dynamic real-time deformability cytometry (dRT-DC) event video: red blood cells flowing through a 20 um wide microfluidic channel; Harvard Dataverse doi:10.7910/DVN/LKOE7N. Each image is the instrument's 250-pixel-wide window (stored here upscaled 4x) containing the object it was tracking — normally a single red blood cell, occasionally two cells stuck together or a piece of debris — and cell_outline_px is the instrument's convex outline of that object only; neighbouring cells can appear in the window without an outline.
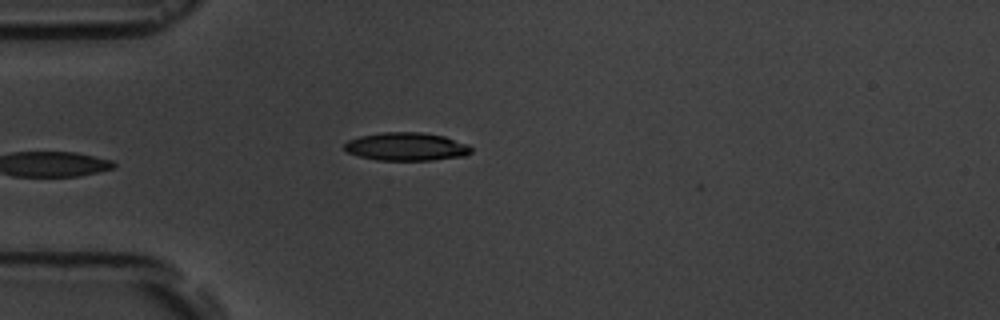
{"species": "common noctule bat (a hibernating species)", "species_latin": "Nyctalus noctula", "temperature_condition": "room temperature", "stored_images_in_passage": 4, "camera_frame_rate_fps": 3000, "um_per_image_px": 0.085, "animal": {"sex": "male", "body_mass_g": 19.5, "forearm_length_mm": 54.6}, "frame": {"image": 1, "passage_image": 4, "time_ms": 4.333, "image_size_px": [1000, 320], "cell_outline_px": [[472, 152], [464, 156], [432, 160], [376, 160], [360, 156], [348, 152], [344, 148], [344, 144], [348, 140], [360, 136], [380, 132], [420, 132], [444, 136], [468, 144], [472, 148]], "centroid_in_image_um": [34.55, 12.46], "position_along_channel_um": 50.4, "area_um2": 20.81}}